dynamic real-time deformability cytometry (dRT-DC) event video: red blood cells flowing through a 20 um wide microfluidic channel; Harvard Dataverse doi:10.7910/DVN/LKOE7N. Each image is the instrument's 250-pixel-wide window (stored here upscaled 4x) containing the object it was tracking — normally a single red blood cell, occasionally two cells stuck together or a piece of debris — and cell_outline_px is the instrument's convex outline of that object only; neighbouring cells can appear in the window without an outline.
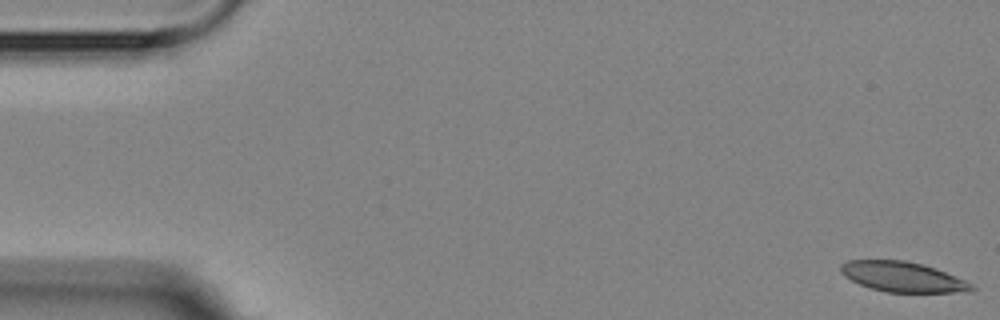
{"species": "Egyptian fruit bat (a non-hibernating species)", "species_latin": "Rousettus aegyptiacus", "temperature_condition": "room temperature", "stored_images_in_passage": 7, "camera_frame_rate_fps": 3000, "um_per_image_px": 0.085, "animal": {"sex": "female"}, "frame": {"image": 1, "passage_image": 1, "time_ms": 0.0, "image_size_px": [1000, 320], "cell_outline_px": [[976, 288], [972, 292], [884, 292], [860, 284], [844, 276], [840, 272], [840, 264], [848, 260], [904, 260], [936, 268], [964, 280], [972, 284]], "centroid_in_image_um": [76.73, 23.53], "position_along_channel_um": 8.3, "area_um2": 22.89}}
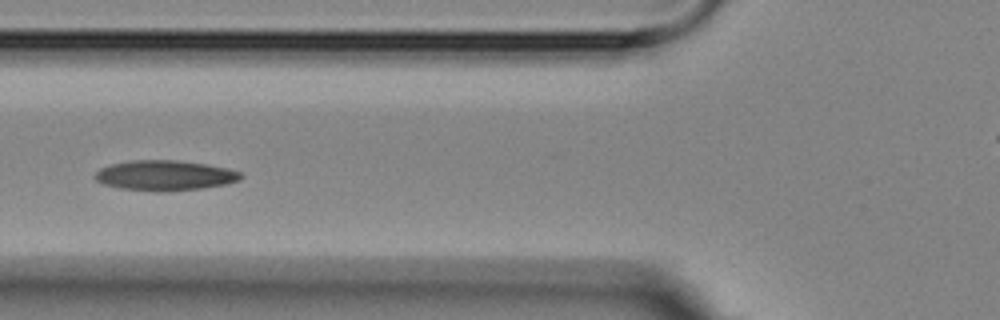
{"frame": {"image": 2, "passage_image": 6, "time_ms": 6.667, "image_size_px": [1000, 320], "cell_outline_px": [[244, 176], [240, 180], [224, 184], [200, 188], [156, 192], [120, 188], [104, 184], [96, 180], [92, 176], [100, 168], [112, 164], [132, 160], [176, 160], [208, 164], [228, 168], [240, 172]], "centroid_in_image_um": [14.0, 14.9], "position_along_channel_um": 111.8, "area_um2": 25.61}}
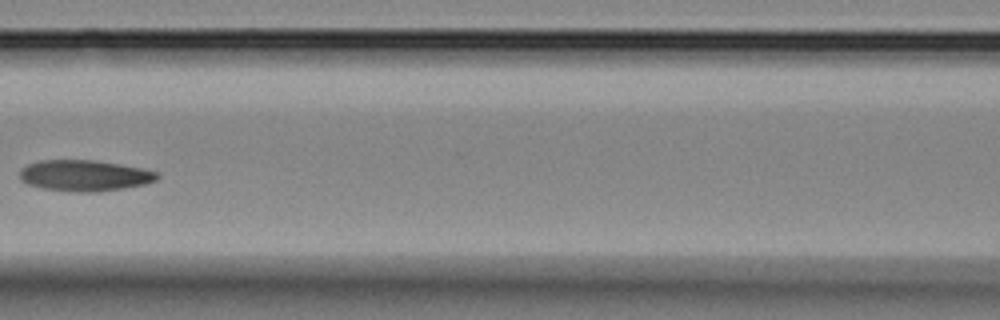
{"frame": {"image": 3, "passage_image": 7, "time_ms": 8.0, "image_size_px": [1000, 320], "cell_outline_px": [[160, 176], [156, 180], [144, 184], [124, 188], [96, 192], [80, 192], [44, 188], [28, 184], [20, 180], [20, 168], [28, 164], [40, 160], [92, 160], [120, 164], [140, 168], [156, 172]], "centroid_in_image_um": [7.16, 14.92], "position_along_channel_um": 159.4, "area_um2": 24.68}}